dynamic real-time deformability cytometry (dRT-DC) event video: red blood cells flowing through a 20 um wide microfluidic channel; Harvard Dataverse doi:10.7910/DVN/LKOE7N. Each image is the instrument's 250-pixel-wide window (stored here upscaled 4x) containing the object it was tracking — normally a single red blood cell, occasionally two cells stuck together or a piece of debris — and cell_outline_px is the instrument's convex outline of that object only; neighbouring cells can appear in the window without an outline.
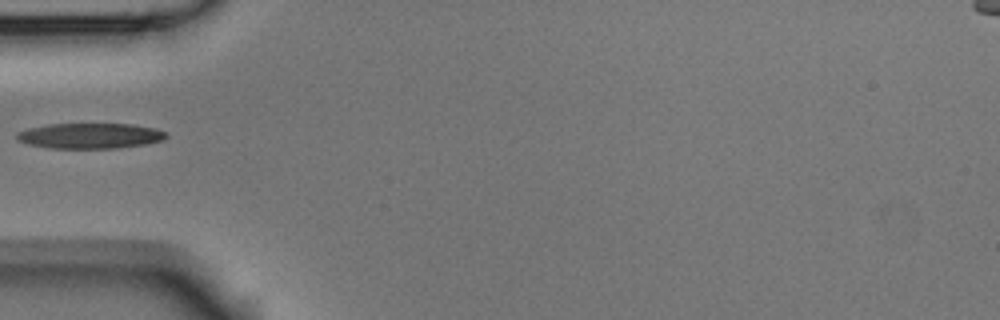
{"species": "Egyptian fruit bat (a non-hibernating species)", "species_latin": "Rousettus aegyptiacus", "temperature_condition": "room temperature", "stored_images_in_passage": 1, "camera_frame_rate_fps": 3000, "um_per_image_px": 0.085, "animal": {"sex": "male"}, "frame": {"image": 1, "passage_image": 1, "time_ms": 0.0, "image_size_px": [1000, 320], "cell_outline_px": [[168, 136], [160, 140], [148, 144], [116, 148], [48, 148], [28, 144], [16, 140], [16, 132], [28, 128], [48, 124], [132, 124], [156, 128], [168, 132]], "centroid_in_image_um": [7.65, 11.54], "position_along_channel_um": 77.4, "area_um2": 22.31}}